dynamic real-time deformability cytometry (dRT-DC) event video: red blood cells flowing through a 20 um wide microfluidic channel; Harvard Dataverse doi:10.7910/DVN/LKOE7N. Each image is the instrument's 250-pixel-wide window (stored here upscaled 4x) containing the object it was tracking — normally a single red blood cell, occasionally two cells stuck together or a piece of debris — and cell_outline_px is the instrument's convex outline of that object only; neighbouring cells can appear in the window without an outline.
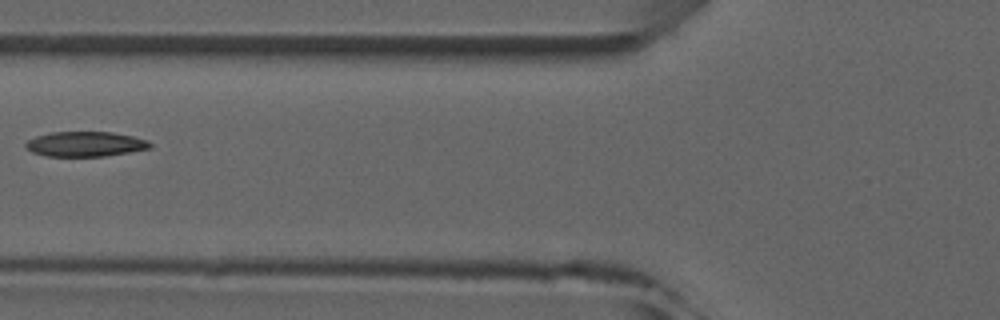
{"species": "common noctule bat (a hibernating species)", "species_latin": "Nyctalus noctula", "temperature_condition": "room temperature", "stored_images_in_passage": 4, "camera_frame_rate_fps": 3000, "um_per_image_px": 0.085, "animal": {"sex": "male", "forearm_length_mm": 52.5}, "frame": {"image": 1, "passage_image": 4, "time_ms": 3.333, "image_size_px": [1000, 320], "cell_outline_px": [[152, 148], [104, 156], [44, 156], [32, 152], [24, 144], [28, 140], [36, 136], [52, 132], [112, 132], [132, 136], [148, 140], [152, 144]], "centroid_in_image_um": [7.26, 12.24], "position_along_channel_um": 118.5, "area_um2": 18.03}}